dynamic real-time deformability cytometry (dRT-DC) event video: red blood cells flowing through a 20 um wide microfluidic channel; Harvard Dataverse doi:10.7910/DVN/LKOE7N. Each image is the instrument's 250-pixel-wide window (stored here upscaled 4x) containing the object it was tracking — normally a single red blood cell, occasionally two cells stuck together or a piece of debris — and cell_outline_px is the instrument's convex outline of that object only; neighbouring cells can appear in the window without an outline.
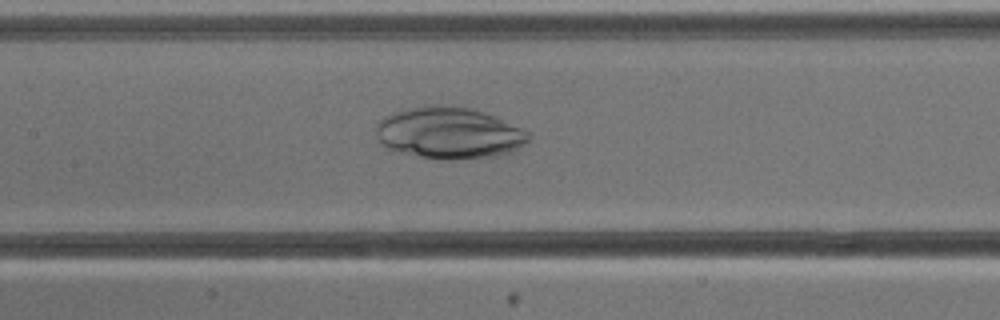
{"species": "common noctule bat (a hibernating species)", "species_latin": "Nyctalus noctula", "temperature_condition": "cold", "stored_images_in_passage": 6, "camera_frame_rate_fps": 3000, "um_per_image_px": 0.085, "animal": {"sex": "male", "body_mass_g": 13.3}, "frame": {"image": 1, "passage_image": 5, "time_ms": 5.333, "image_size_px": [1000, 320], "cell_outline_px": [[528, 140], [512, 152], [504, 156], [452, 160], [444, 160], [420, 156], [400, 152], [388, 148], [380, 144], [376, 136], [376, 128], [380, 120], [384, 116], [392, 112], [424, 104], [452, 104], [472, 108], [488, 112], [528, 132]], "centroid_in_image_um": [38.16, 11.28], "position_along_channel_um": 169.2, "area_um2": 46.64}}